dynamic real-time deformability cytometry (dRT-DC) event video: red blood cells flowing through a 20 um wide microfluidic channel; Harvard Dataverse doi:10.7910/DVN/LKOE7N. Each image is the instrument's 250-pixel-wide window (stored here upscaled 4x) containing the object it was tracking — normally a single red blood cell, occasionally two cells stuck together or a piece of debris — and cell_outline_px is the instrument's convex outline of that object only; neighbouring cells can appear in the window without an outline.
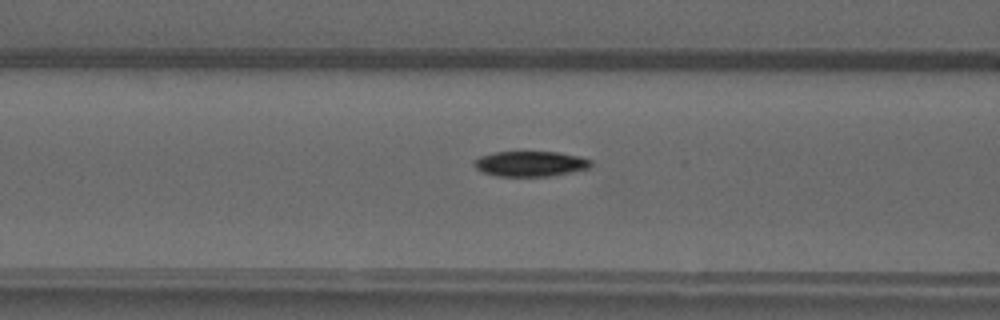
{"species": "common noctule bat (a hibernating species)", "species_latin": "Nyctalus noctula", "temperature_condition": "warm", "stored_images_in_passage": 29, "camera_frame_rate_fps": 3000, "um_per_image_px": 0.085, "animal": {"sex": "male", "forearm_length_mm": 52.5}, "frame": {"image": 1, "passage_image": 9, "time_ms": 2.667, "image_size_px": [1000, 320], "cell_outline_px": [[592, 168], [552, 176], [496, 176], [484, 172], [476, 168], [472, 164], [480, 156], [496, 152], [556, 152], [580, 156], [592, 160]], "centroid_in_image_um": [45.14, 13.92], "position_along_channel_um": 121.5, "area_um2": 17.28}}
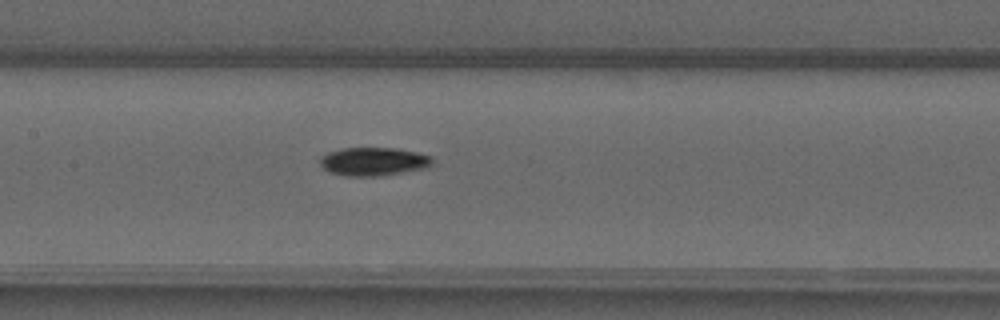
{"frame": {"image": 2, "passage_image": 13, "time_ms": 4.0, "image_size_px": [1000, 320], "cell_outline_px": [[432, 160], [424, 168], [380, 176], [348, 176], [332, 172], [324, 168], [320, 164], [320, 156], [328, 152], [344, 148], [396, 148], [416, 152], [432, 156]], "centroid_in_image_um": [31.71, 13.72], "position_along_channel_um": 175.7, "area_um2": 18.26}}
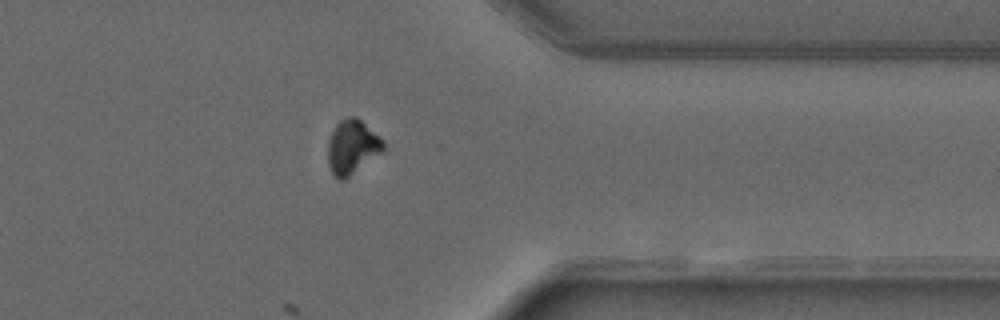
{"frame": {"image": 3, "passage_image": 29, "time_ms": 9.333, "image_size_px": [1000, 320], "cell_outline_px": [[384, 152], [344, 180], [340, 180], [332, 172], [328, 164], [328, 140], [336, 124], [340, 120], [348, 116], [356, 116], [380, 136], [384, 140]], "centroid_in_image_um": [29.96, 12.48], "position_along_channel_um": 381.4, "area_um2": 17.69}}